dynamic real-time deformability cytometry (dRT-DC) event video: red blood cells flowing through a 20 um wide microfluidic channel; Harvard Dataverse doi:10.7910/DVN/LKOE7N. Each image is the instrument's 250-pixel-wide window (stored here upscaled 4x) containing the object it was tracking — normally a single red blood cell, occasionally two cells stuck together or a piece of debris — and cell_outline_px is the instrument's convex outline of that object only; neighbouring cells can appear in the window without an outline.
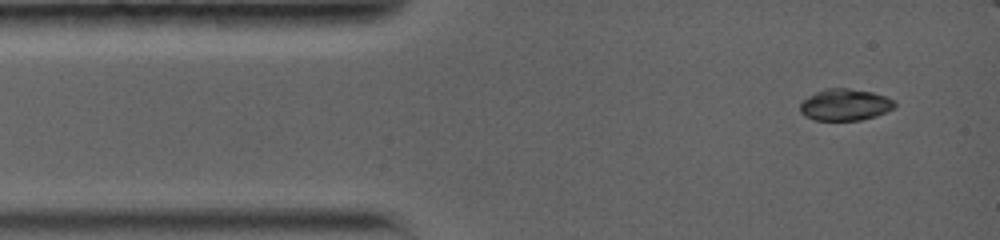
{"species": "common noctule bat (a hibernating species)", "species_latin": "Nyctalus noctula", "temperature_condition": "warm", "stored_images_in_passage": 18, "camera_frame_rate_fps": 5000, "um_per_image_px": 0.085, "animal": {"sex": "female", "body_mass_g": 19.0, "forearm_length_mm": 56.7}, "frame": {"image": 1, "passage_image": 1, "time_ms": 0.0, "image_size_px": [1000, 240], "cell_outline_px": [[896, 108], [876, 116], [860, 120], [816, 120], [804, 116], [800, 112], [800, 104], [808, 96], [824, 88], [848, 88], [872, 92], [896, 100]], "centroid_in_image_um": [71.85, 8.9], "position_along_channel_um": 13.2, "area_um2": 17.57}}
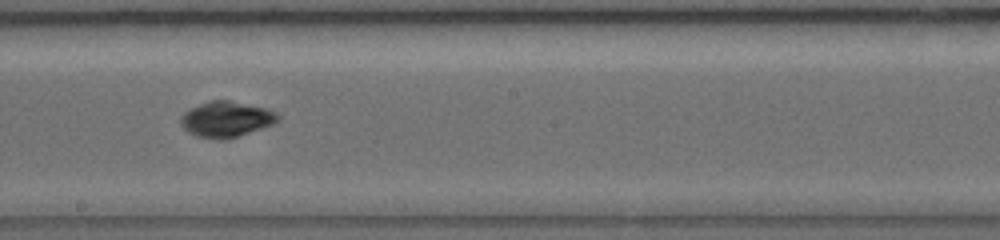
{"frame": {"image": 2, "passage_image": 11, "time_ms": 7.0, "image_size_px": [1000, 240], "cell_outline_px": [[280, 120], [272, 124], [224, 140], [216, 140], [196, 136], [188, 132], [180, 124], [180, 116], [184, 112], [208, 100], [228, 100], [264, 108], [276, 112], [280, 116]], "centroid_in_image_um": [19.19, 10.14], "position_along_channel_um": 229.0, "area_um2": 20.0}}
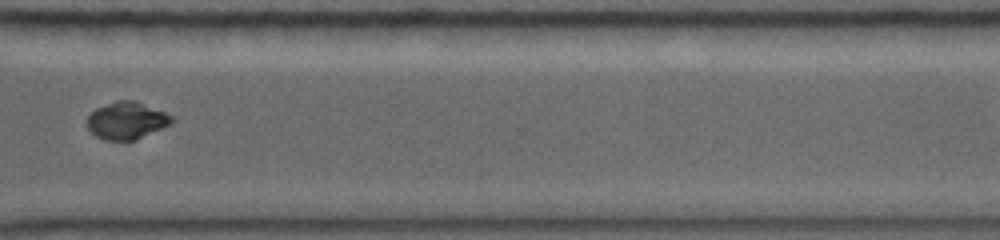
{"frame": {"image": 3, "passage_image": 16, "time_ms": 10.4, "image_size_px": [1000, 240], "cell_outline_px": [[176, 120], [172, 124], [136, 140], [104, 140], [96, 136], [88, 128], [88, 116], [96, 108], [116, 100], [136, 100], [164, 112], [172, 116]], "centroid_in_image_um": [10.8, 10.24], "position_along_channel_um": 359.8, "area_um2": 18.44}}